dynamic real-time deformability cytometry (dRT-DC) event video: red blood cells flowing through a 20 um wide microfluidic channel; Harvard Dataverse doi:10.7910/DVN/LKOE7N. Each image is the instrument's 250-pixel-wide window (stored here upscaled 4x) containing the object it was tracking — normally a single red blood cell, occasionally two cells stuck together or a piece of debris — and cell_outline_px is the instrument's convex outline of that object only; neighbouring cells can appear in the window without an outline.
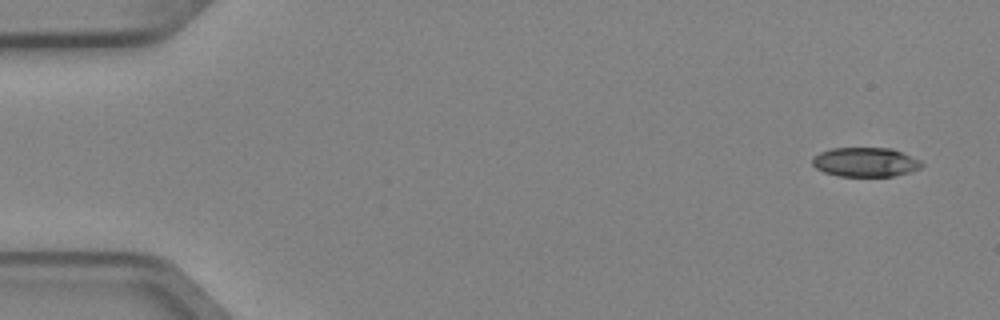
{"species": "Egyptian fruit bat (a non-hibernating species)", "species_latin": "Rousettus aegyptiacus", "temperature_condition": "cold", "stored_images_in_passage": 5, "camera_frame_rate_fps": 3000, "um_per_image_px": 0.085, "animal": {"sex": "female"}, "frame": {"image": 1, "passage_image": 1, "time_ms": 0.0, "image_size_px": [1000, 320], "cell_outline_px": [[924, 164], [920, 168], [908, 172], [892, 176], [840, 176], [824, 172], [816, 168], [812, 164], [812, 156], [820, 152], [832, 148], [892, 148], [920, 160]], "centroid_in_image_um": [73.53, 13.77], "position_along_channel_um": 11.5, "area_um2": 18.61}}
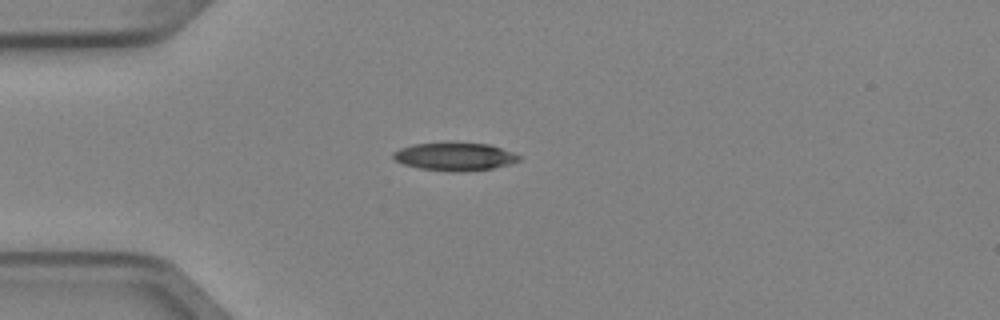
{"frame": {"image": 2, "passage_image": 4, "time_ms": 1.0, "image_size_px": [1000, 320], "cell_outline_px": [[520, 160], [512, 164], [492, 168], [464, 172], [452, 172], [420, 168], [404, 164], [396, 160], [392, 156], [392, 152], [400, 148], [412, 144], [448, 140], [488, 144], [512, 152], [520, 156]], "centroid_in_image_um": [38.63, 13.27], "position_along_channel_um": 46.4, "area_um2": 21.21}}